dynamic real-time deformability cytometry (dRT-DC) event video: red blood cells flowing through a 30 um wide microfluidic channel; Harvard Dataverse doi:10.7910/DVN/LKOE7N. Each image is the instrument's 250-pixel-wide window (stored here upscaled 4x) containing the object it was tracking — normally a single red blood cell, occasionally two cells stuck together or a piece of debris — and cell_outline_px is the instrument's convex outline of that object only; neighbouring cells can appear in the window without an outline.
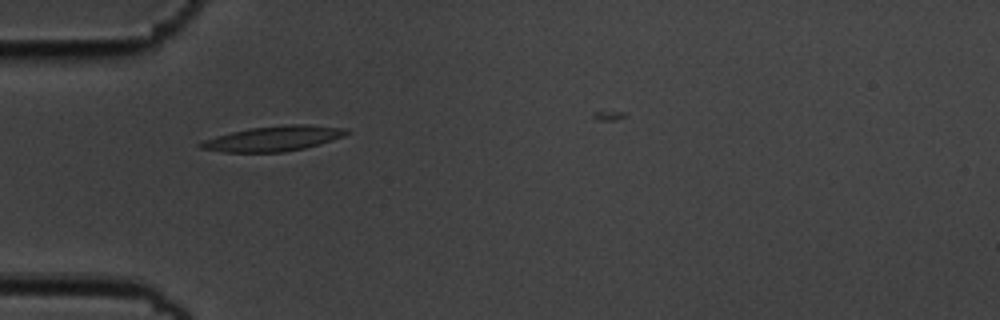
{"species": "common noctule bat (a hibernating species)", "species_latin": "Nyctalus noctula", "temperature_condition": "cold", "stored_images_in_passage": 4, "camera_frame_rate_fps": 3000, "um_per_image_px": 0.085, "animal": {"sex": "male", "body_mass_g": 19.5, "forearm_length_mm": 54.6}, "frame": {"image": 1, "passage_image": 3, "time_ms": 0.667, "image_size_px": [1000, 320], "cell_outline_px": [[348, 132], [344, 136], [320, 144], [304, 148], [284, 152], [224, 152], [200, 148], [196, 144], [204, 140], [216, 136], [248, 128], [288, 124], [308, 124], [348, 128]], "centroid_in_image_um": [23.25, 11.77], "position_along_channel_um": 61.7, "area_um2": 21.39}}
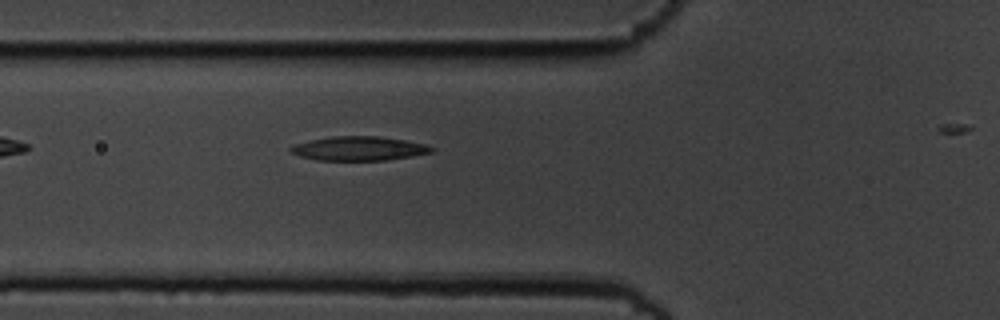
{"frame": {"image": 2, "passage_image": 4, "time_ms": 1.0, "image_size_px": [1000, 320], "cell_outline_px": [[436, 148], [432, 152], [412, 156], [384, 160], [316, 160], [300, 156], [292, 152], [288, 148], [292, 144], [332, 136], [380, 136], [428, 144]], "centroid_in_image_um": [30.53, 12.62], "position_along_channel_um": 95.3, "area_um2": 19.83}}